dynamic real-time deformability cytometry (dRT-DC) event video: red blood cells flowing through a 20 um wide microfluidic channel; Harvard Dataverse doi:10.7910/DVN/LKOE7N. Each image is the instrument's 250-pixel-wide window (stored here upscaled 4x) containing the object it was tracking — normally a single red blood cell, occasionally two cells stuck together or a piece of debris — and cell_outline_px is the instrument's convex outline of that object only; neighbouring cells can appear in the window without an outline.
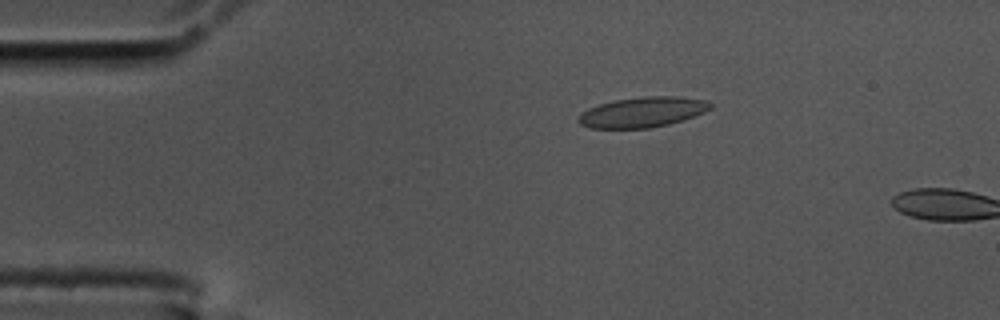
{"species": "common noctule bat (a hibernating species)", "species_latin": "Nyctalus noctula", "temperature_condition": "cold", "stored_images_in_passage": 3, "camera_frame_rate_fps": 3000, "um_per_image_px": 0.085, "animal": {"sex": "male", "body_mass_g": 17.5, "forearm_length_mm": 52.3}, "frame": {"image": 1, "passage_image": 2, "time_ms": 0.333, "image_size_px": [1000, 320], "cell_outline_px": [[712, 108], [704, 112], [684, 120], [668, 124], [648, 128], [588, 128], [580, 124], [576, 120], [576, 116], [580, 112], [588, 108], [600, 104], [616, 100], [644, 96], [680, 96], [708, 100], [712, 104]], "centroid_in_image_um": [54.6, 9.53], "position_along_channel_um": 30.4, "area_um2": 23.52}}